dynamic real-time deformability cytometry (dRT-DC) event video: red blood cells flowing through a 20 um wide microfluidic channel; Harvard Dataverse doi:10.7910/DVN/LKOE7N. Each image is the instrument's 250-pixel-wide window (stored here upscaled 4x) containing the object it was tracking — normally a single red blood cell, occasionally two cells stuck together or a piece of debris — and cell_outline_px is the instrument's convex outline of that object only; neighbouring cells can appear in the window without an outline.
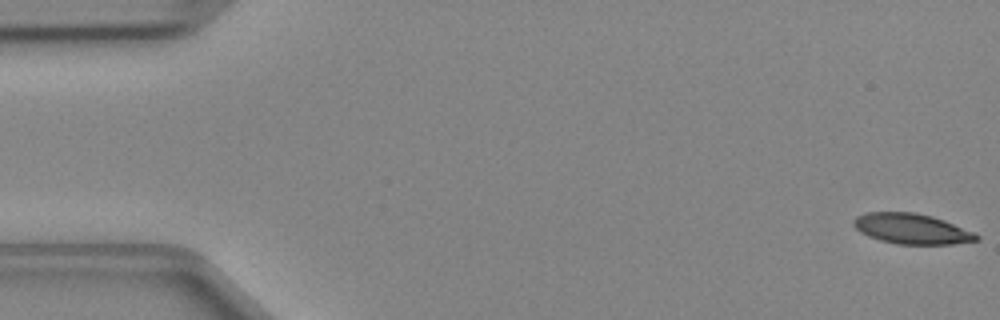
{"species": "Egyptian fruit bat (a non-hibernating species)", "species_latin": "Rousettus aegyptiacus", "temperature_condition": "cold", "stored_images_in_passage": 48, "camera_frame_rate_fps": 3000, "um_per_image_px": 0.085, "animal": {"sex": "female"}, "frame": {"image": 1, "passage_image": 1, "time_ms": 0.0, "image_size_px": [1000, 320], "cell_outline_px": [[980, 240], [952, 244], [896, 244], [880, 240], [868, 236], [860, 232], [852, 224], [852, 220], [856, 216], [868, 212], [916, 212], [932, 216], [944, 220], [976, 232], [980, 236]], "centroid_in_image_um": [77.51, 19.44], "position_along_channel_um": 7.5, "area_um2": 21.96}}
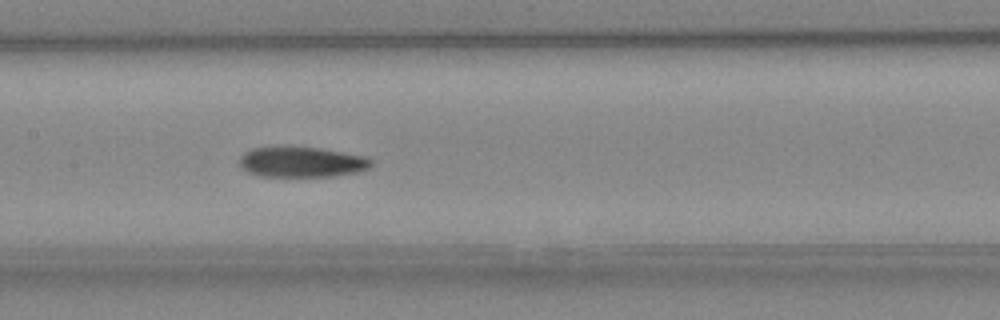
{"frame": {"image": 2, "passage_image": 23, "time_ms": 7.333, "image_size_px": [1000, 320], "cell_outline_px": [[372, 164], [368, 168], [356, 172], [332, 176], [260, 176], [248, 172], [240, 168], [240, 156], [244, 152], [252, 148], [276, 144], [284, 144], [320, 148], [368, 156], [372, 160]], "centroid_in_image_um": [25.59, 13.72], "position_along_channel_um": 181.8, "area_um2": 24.16}}
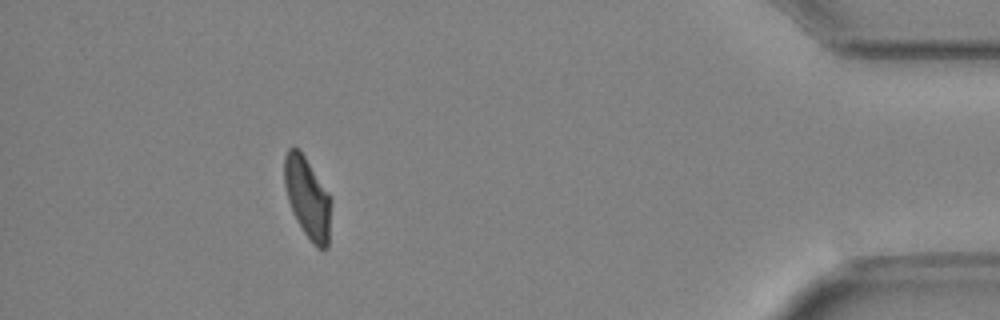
{"frame": {"image": 3, "passage_image": 43, "time_ms": 14.0, "image_size_px": [1000, 320], "cell_outline_px": [[332, 200], [328, 248], [316, 248], [304, 232], [292, 212], [288, 200], [284, 184], [284, 156], [288, 148], [300, 148], [328, 192]], "centroid_in_image_um": [26.14, 16.8], "position_along_channel_um": 409.1, "area_um2": 22.25}}